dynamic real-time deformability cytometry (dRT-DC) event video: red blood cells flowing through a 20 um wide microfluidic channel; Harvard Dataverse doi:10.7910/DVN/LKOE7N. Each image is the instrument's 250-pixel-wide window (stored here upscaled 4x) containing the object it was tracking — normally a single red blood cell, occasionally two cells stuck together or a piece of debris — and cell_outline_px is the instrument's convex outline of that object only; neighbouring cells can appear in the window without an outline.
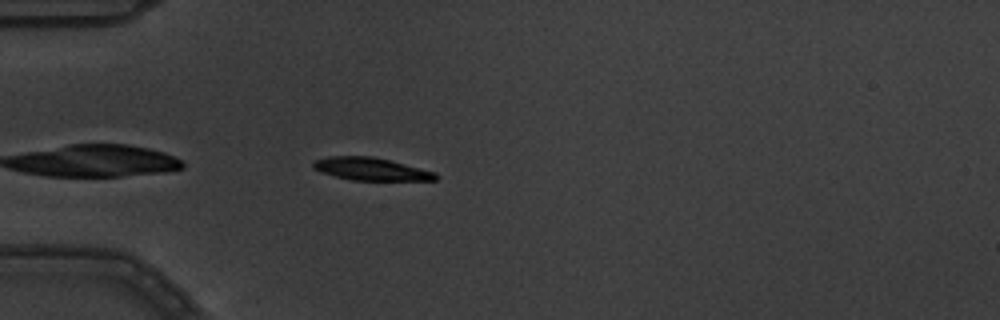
{"species": "common noctule bat (a hibernating species)", "species_latin": "Nyctalus noctula", "temperature_condition": "warm", "stored_images_in_passage": 3, "camera_frame_rate_fps": 3000, "um_per_image_px": 0.085, "animal": {"sex": "male", "body_mass_g": 19.5, "forearm_length_mm": 54.6}, "frame": {"image": 1, "passage_image": 1, "time_ms": 0.0, "image_size_px": [1000, 320], "cell_outline_px": [[440, 176], [436, 180], [352, 180], [320, 172], [312, 168], [312, 160], [328, 156], [372, 156], [436, 172]], "centroid_in_image_um": [31.49, 14.36], "position_along_channel_um": 53.5, "area_um2": 16.18}}